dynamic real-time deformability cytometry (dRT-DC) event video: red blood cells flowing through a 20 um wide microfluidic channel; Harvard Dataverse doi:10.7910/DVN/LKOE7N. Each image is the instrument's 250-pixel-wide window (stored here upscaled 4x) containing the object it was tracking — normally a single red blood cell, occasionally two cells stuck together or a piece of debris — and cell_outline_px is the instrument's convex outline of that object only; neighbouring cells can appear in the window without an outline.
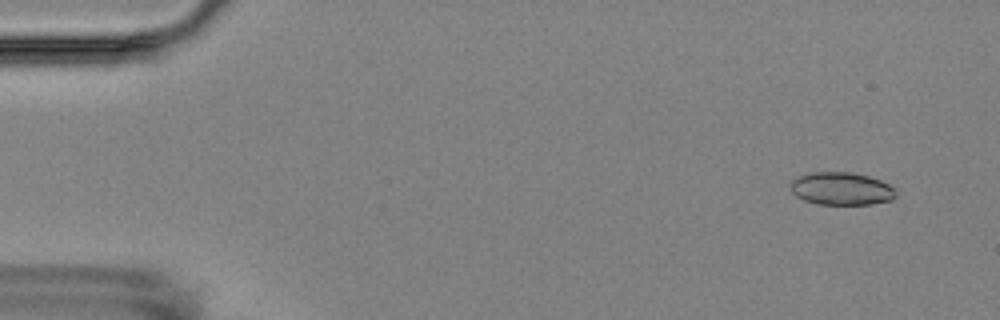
{"species": "Egyptian fruit bat (a non-hibernating species)", "species_latin": "Rousettus aegyptiacus", "temperature_condition": "room temperature", "stored_images_in_passage": 5, "camera_frame_rate_fps": 3000, "um_per_image_px": 0.085, "animal": {"sex": "female"}, "frame": {"image": 1, "passage_image": 1, "time_ms": 0.0, "image_size_px": [1000, 320], "cell_outline_px": [[896, 196], [892, 200], [872, 204], [816, 204], [804, 200], [796, 196], [792, 192], [788, 184], [796, 176], [812, 172], [852, 172], [868, 176], [880, 180], [888, 184], [896, 192]], "centroid_in_image_um": [71.47, 16.03], "position_along_channel_um": 13.5, "area_um2": 20.29}}